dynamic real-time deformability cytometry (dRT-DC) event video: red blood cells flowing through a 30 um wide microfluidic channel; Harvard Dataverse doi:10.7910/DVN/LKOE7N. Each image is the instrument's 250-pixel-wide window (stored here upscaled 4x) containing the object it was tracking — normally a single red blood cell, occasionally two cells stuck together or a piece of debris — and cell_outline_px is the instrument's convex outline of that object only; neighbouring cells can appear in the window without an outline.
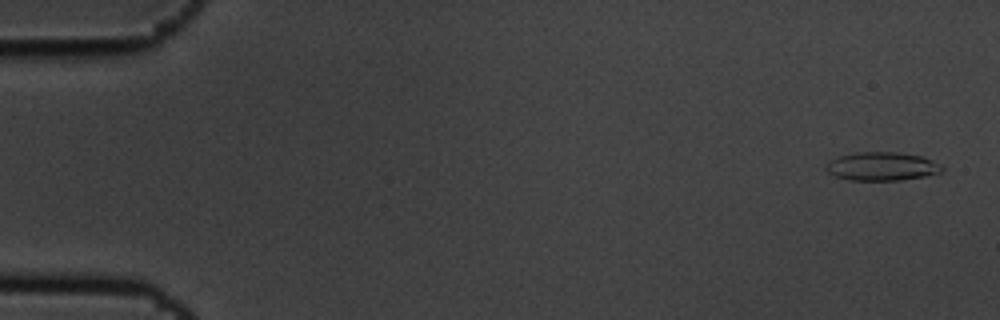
{"species": "common noctule bat (a hibernating species)", "species_latin": "Nyctalus noctula", "temperature_condition": "cold", "stored_images_in_passage": 4, "camera_frame_rate_fps": 3000, "um_per_image_px": 0.085, "animal": {"sex": "male", "body_mass_g": 19.5, "forearm_length_mm": 54.6}, "frame": {"image": 1, "passage_image": 1, "time_ms": 0.0, "image_size_px": [1000, 320], "cell_outline_px": [[944, 172], [924, 176], [900, 180], [852, 180], [836, 176], [828, 172], [824, 168], [828, 160], [840, 156], [856, 152], [896, 152], [920, 156], [940, 164], [944, 168]], "centroid_in_image_um": [74.95, 14.14], "position_along_channel_um": 10.1, "area_um2": 19.19}}